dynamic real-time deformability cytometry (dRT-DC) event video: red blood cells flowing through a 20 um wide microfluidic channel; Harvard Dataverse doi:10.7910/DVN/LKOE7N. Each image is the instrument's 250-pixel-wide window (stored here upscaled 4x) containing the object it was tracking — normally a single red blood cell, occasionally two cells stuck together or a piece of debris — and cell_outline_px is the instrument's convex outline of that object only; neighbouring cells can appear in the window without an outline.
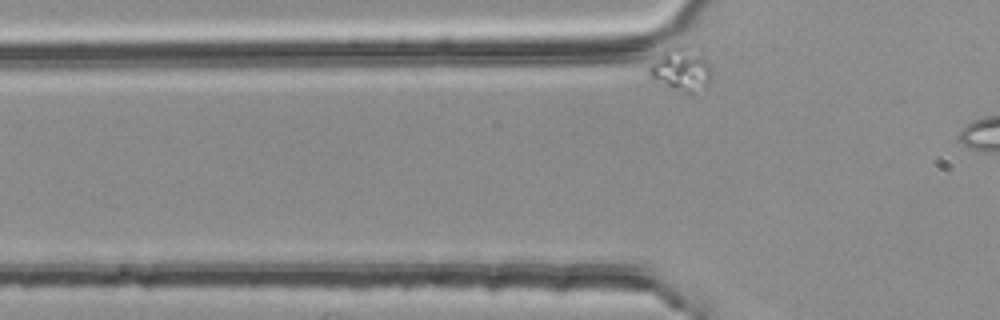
{"species": "common noctule bat (a hibernating species)", "species_latin": "Nyctalus noctula", "temperature_condition": "room temperature", "stored_images_in_passage": 6, "camera_frame_rate_fps": 3000, "um_per_image_px": 0.085, "animal": {"sex": "female", "body_mass_g": 25.1}, "frame": {"image": 1, "passage_image": 6, "time_ms": 1.667, "image_size_px": [1000, 320], "cell_outline_px": [[708, 84], [704, 88], [692, 96], [652, 76], [648, 72], [648, 68], [664, 48], [668, 44], [688, 44], [704, 56], [708, 64]], "centroid_in_image_um": [57.91, 5.81], "position_along_channel_um": 67.9, "area_um2": 15.55}}